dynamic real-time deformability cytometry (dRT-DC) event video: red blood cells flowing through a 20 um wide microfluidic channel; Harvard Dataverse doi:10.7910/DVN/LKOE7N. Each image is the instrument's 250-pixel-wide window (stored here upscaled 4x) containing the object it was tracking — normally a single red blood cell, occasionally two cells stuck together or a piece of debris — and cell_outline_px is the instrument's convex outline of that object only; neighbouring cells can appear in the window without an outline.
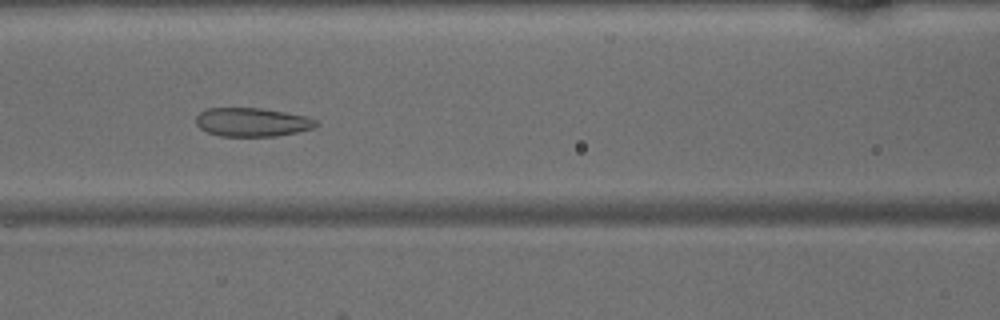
{"species": "common noctule bat (a hibernating species)", "species_latin": "Nyctalus noctula", "temperature_condition": "warm", "stored_images_in_passage": 47, "camera_frame_rate_fps": 3000, "um_per_image_px": 0.085, "animal": {"sex": "male", "body_mass_g": 15.6}, "frame": {"image": 1, "passage_image": 20, "time_ms": 6.333, "image_size_px": [1000, 320], "cell_outline_px": [[320, 124], [312, 128], [296, 132], [276, 136], [220, 136], [208, 132], [200, 128], [196, 124], [196, 116], [200, 112], [208, 108], [260, 108], [284, 112], [304, 116], [316, 120]], "centroid_in_image_um": [21.41, 10.38], "position_along_channel_um": 145.2, "area_um2": 19.94}}
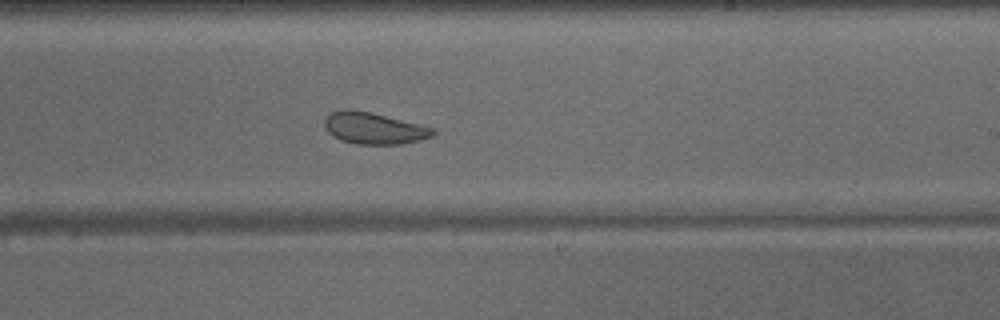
{"frame": {"image": 2, "passage_image": 28, "time_ms": 9.0, "image_size_px": [1000, 320], "cell_outline_px": [[436, 132], [432, 136], [400, 144], [356, 144], [340, 140], [332, 136], [324, 128], [324, 116], [332, 112], [344, 108], [348, 108], [372, 112], [436, 128]], "centroid_in_image_um": [31.73, 10.88], "position_along_channel_um": 257.3, "area_um2": 20.23}}
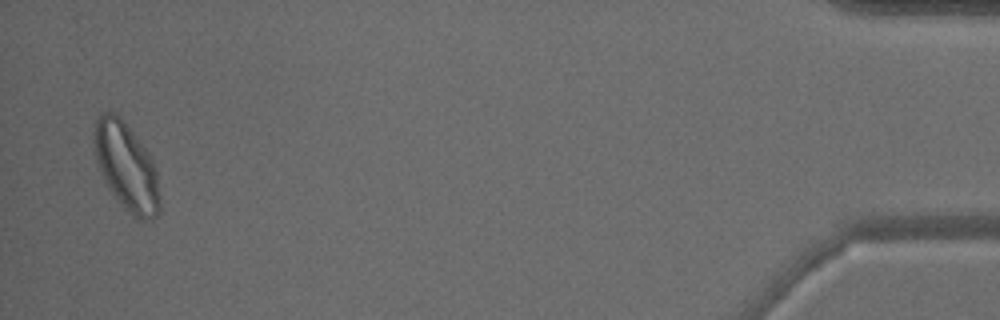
{"frame": {"image": 3, "passage_image": 46, "time_ms": 15.0, "image_size_px": [1000, 320], "cell_outline_px": [[160, 212], [152, 220], [140, 220], [132, 216], [120, 204], [108, 188], [100, 172], [92, 140], [92, 132], [96, 120], [100, 112], [112, 112], [120, 116], [148, 152], [152, 160], [156, 172], [160, 196]], "centroid_in_image_um": [10.73, 14.18], "position_along_channel_um": 424.5, "area_um2": 33.76}}